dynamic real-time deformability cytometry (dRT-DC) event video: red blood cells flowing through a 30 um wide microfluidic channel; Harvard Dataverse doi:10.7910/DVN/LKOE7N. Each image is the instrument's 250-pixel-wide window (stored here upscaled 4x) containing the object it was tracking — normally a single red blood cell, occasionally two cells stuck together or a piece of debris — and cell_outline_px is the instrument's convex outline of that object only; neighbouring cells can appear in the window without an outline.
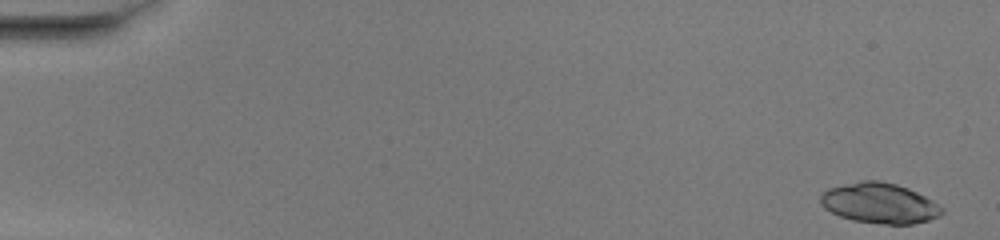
{"species": "common noctule bat (a hibernating species)", "species_latin": "Nyctalus noctula", "temperature_condition": "warm", "stored_images_in_passage": 50, "camera_frame_rate_fps": 3000, "um_per_image_px": 0.085, "animal": {"sex": "female", "body_mass_g": 20.0, "forearm_length_mm": 54.0}, "frame": {"image": 1, "passage_image": 1, "time_ms": 0.0, "image_size_px": [1000, 240], "cell_outline_px": [[944, 212], [928, 220], [912, 224], [884, 224], [852, 220], [840, 216], [824, 208], [820, 204], [820, 196], [828, 188], [860, 180], [880, 180], [896, 184], [908, 188], [932, 200], [944, 208]], "centroid_in_image_um": [74.74, 17.26], "position_along_channel_um": 10.3, "area_um2": 28.5}}